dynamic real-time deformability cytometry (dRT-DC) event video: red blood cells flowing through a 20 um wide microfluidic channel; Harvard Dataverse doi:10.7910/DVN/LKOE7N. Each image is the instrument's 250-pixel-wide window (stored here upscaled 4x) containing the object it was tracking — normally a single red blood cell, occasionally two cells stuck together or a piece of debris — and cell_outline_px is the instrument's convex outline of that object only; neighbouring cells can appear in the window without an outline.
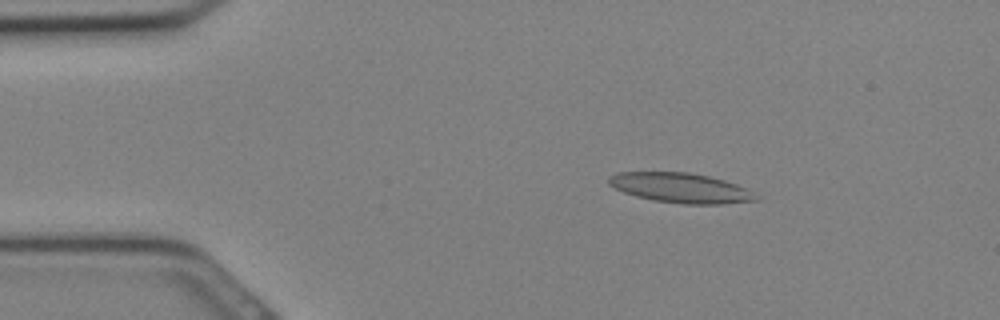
{"species": "Egyptian fruit bat (a non-hibernating species)", "species_latin": "Rousettus aegyptiacus", "temperature_condition": "cold", "stored_images_in_passage": 11, "camera_frame_rate_fps": 3000, "um_per_image_px": 0.085, "animal": {"sex": "female"}, "frame": {"image": 1, "passage_image": 5, "time_ms": 1.333, "image_size_px": [1000, 320], "cell_outline_px": [[760, 200], [720, 204], [688, 204], [656, 200], [636, 196], [624, 192], [608, 184], [608, 176], [616, 172], [688, 172], [708, 176], [724, 180], [748, 188]], "centroid_in_image_um": [57.86, 15.96], "position_along_channel_um": 27.1, "area_um2": 25.43}}
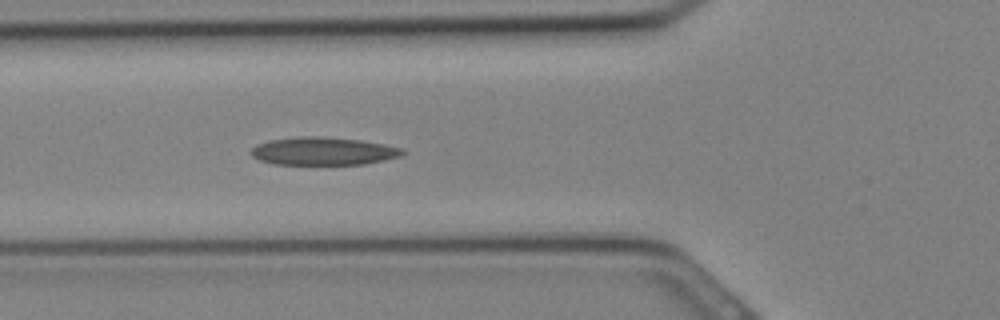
{"frame": {"image": 2, "passage_image": 11, "time_ms": 3.333, "image_size_px": [1000, 320], "cell_outline_px": [[404, 152], [400, 156], [384, 160], [364, 164], [272, 164], [260, 160], [252, 156], [252, 148], [256, 144], [268, 140], [300, 136], [324, 136], [360, 140], [384, 144], [404, 148]], "centroid_in_image_um": [27.47, 12.84], "position_along_channel_um": 98.3, "area_um2": 24.68}}